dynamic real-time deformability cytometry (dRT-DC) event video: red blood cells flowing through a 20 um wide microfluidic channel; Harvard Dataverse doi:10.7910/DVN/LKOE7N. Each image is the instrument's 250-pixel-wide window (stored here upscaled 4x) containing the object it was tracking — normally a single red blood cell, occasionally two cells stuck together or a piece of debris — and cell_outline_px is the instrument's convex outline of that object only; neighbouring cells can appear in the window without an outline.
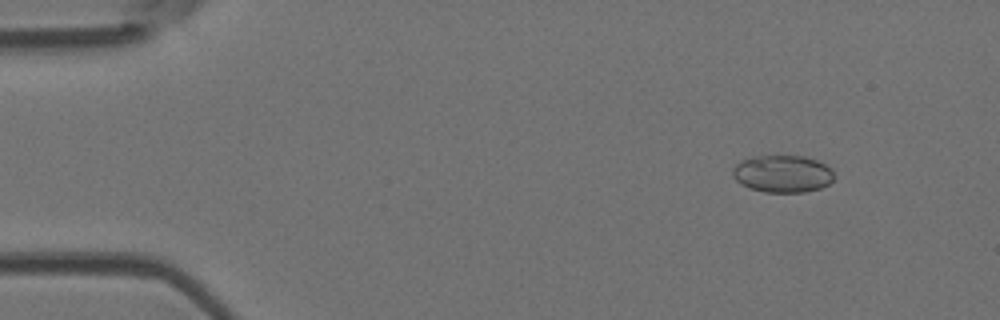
{"species": "Egyptian fruit bat (a non-hibernating species)", "species_latin": "Rousettus aegyptiacus", "temperature_condition": "room temperature", "stored_images_in_passage": 4, "camera_frame_rate_fps": 3000, "um_per_image_px": 0.085, "animal": {"sex": "female"}, "frame": {"image": 1, "passage_image": 1, "time_ms": 0.0, "image_size_px": [1000, 320], "cell_outline_px": [[836, 176], [828, 184], [820, 188], [804, 192], [764, 192], [748, 188], [740, 184], [732, 176], [732, 168], [740, 160], [752, 156], [804, 156], [816, 160], [832, 168]], "centroid_in_image_um": [66.5, 14.77], "position_along_channel_um": 18.5, "area_um2": 22.31}}
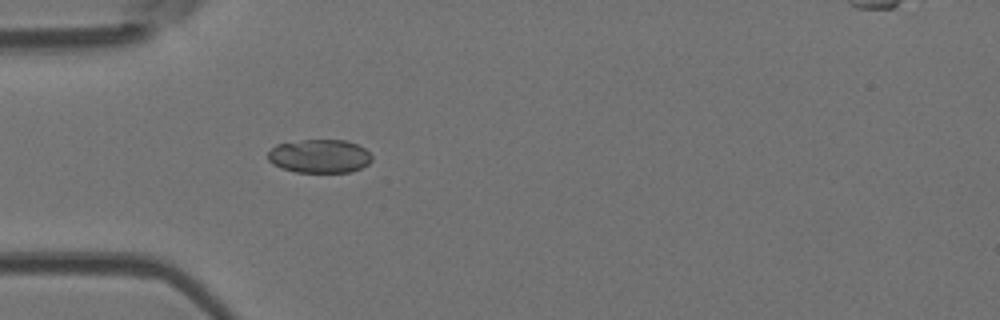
{"frame": {"image": 2, "passage_image": 4, "time_ms": 3.333, "image_size_px": [1000, 320], "cell_outline_px": [[372, 160], [368, 164], [352, 172], [296, 172], [272, 164], [268, 160], [268, 152], [276, 144], [304, 140], [344, 140], [356, 144], [364, 148], [372, 156]], "centroid_in_image_um": [27.16, 13.27], "position_along_channel_um": 57.8, "area_um2": 20.23}}